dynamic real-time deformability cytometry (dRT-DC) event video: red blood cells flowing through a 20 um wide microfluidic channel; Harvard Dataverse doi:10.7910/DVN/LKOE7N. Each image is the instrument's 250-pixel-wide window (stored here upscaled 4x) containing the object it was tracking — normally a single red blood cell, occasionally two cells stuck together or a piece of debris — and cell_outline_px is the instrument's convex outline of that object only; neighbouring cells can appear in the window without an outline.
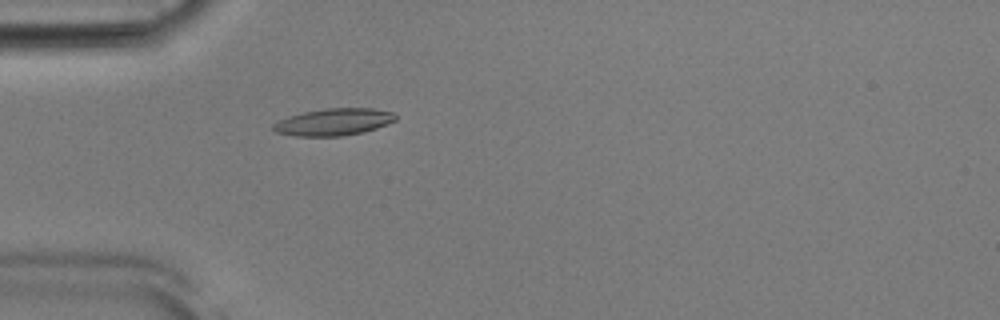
{"species": "Egyptian fruit bat (a non-hibernating species)", "species_latin": "Rousettus aegyptiacus", "temperature_condition": "room temperature", "stored_images_in_passage": 38, "camera_frame_rate_fps": 3000, "um_per_image_px": 0.085, "animal": {"sex": "male"}, "frame": {"image": 1, "passage_image": 1, "time_ms": 0.0, "image_size_px": [1000, 320], "cell_outline_px": [[396, 120], [376, 128], [364, 132], [344, 136], [296, 136], [276, 132], [272, 128], [272, 124], [288, 116], [304, 112], [324, 108], [372, 108], [392, 112], [396, 116]], "centroid_in_image_um": [28.35, 10.37], "position_along_channel_um": 56.6, "area_um2": 19.25}}
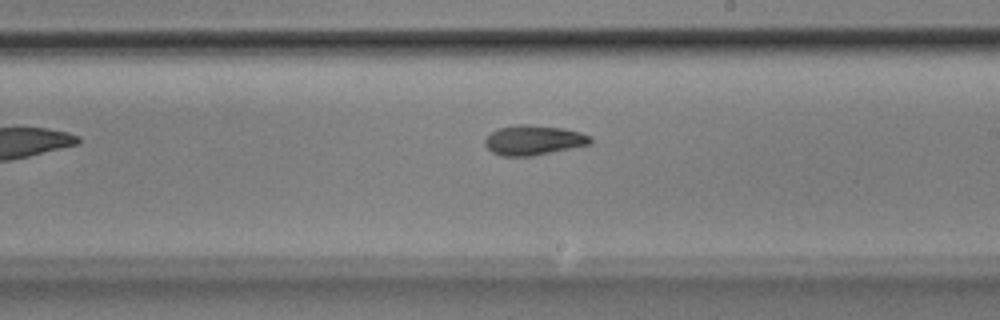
{"frame": {"image": 2, "passage_image": 16, "time_ms": 5.0, "image_size_px": [1000, 320], "cell_outline_px": [[592, 144], [532, 156], [500, 156], [492, 152], [484, 144], [484, 140], [492, 132], [500, 128], [516, 124], [528, 124], [564, 128], [580, 132], [592, 136]], "centroid_in_image_um": [45.38, 11.91], "position_along_channel_um": 243.6, "area_um2": 18.44}}
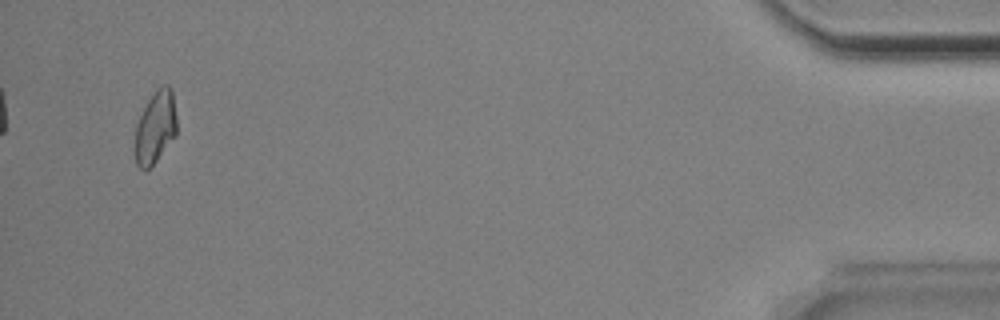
{"frame": {"image": 3, "passage_image": 36, "time_ms": 11.667, "image_size_px": [1000, 320], "cell_outline_px": [[176, 136], [156, 160], [144, 172], [136, 164], [136, 124], [148, 100], [156, 88], [164, 84], [168, 84], [172, 88], [176, 116]], "centroid_in_image_um": [13.23, 10.78], "position_along_channel_um": 422.0, "area_um2": 17.51}, "authors_computed_cell_mechanics": {"area_um2": 17.9758, "velocity_mm_per_s": 3.8503, "shape_relaxation_time_tau1_ms": 4.2501, "shape_relaxation_time_tau2_ms": 3.709, "deformation_change_tau1": 0.1561, "deformation_change_tau2": 0.0964}}